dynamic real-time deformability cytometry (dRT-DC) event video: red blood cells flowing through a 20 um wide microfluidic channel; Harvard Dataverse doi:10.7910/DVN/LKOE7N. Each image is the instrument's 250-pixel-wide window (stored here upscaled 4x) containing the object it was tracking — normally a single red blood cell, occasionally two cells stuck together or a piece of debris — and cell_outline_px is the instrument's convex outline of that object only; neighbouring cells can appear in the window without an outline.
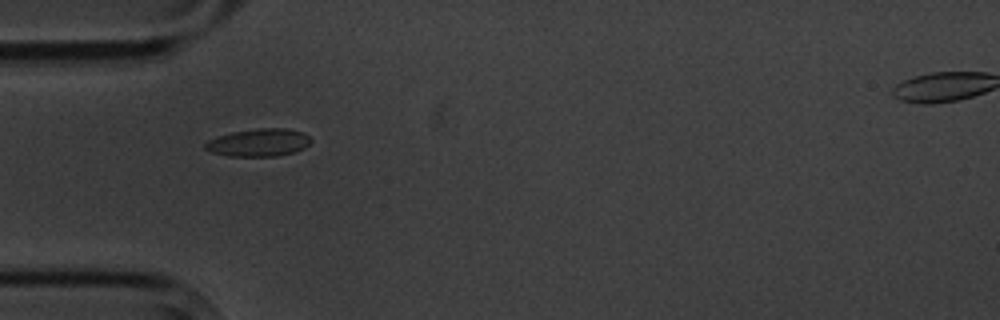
{"species": "common noctule bat (a hibernating species)", "species_latin": "Nyctalus noctula", "temperature_condition": "cold", "stored_images_in_passage": 6, "camera_frame_rate_fps": 3000, "um_per_image_px": 0.085, "animal": {"sex": "male", "body_mass_g": 20.1, "forearm_length_mm": 53.5}, "frame": {"image": 1, "passage_image": 5, "time_ms": 5.667, "image_size_px": [1000, 320], "cell_outline_px": [[312, 140], [304, 148], [296, 152], [276, 156], [228, 156], [212, 152], [204, 148], [204, 144], [208, 140], [216, 136], [232, 132], [256, 128], [288, 128], [304, 132]], "centroid_in_image_um": [22.0, 12.11], "position_along_channel_um": 63.0, "area_um2": 17.22}}
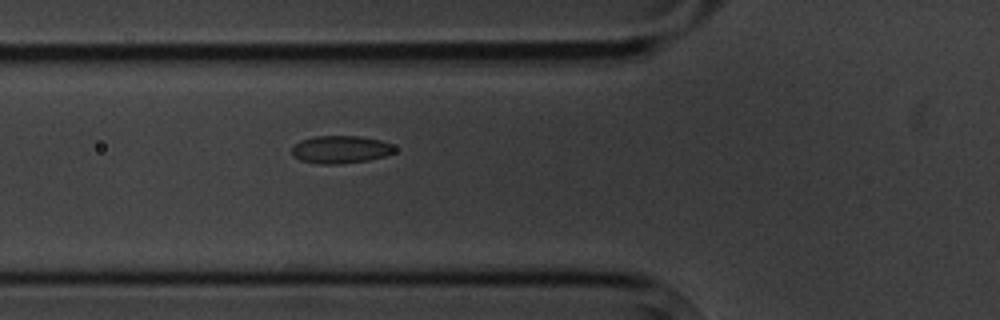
{"frame": {"image": 2, "passage_image": 6, "time_ms": 6.667, "image_size_px": [1000, 320], "cell_outline_px": [[396, 152], [388, 156], [368, 160], [340, 164], [320, 164], [300, 160], [292, 156], [292, 148], [300, 140], [316, 136], [360, 136], [380, 140], [392, 144], [396, 148]], "centroid_in_image_um": [28.98, 12.71], "position_along_channel_um": 96.8, "area_um2": 16.76}}